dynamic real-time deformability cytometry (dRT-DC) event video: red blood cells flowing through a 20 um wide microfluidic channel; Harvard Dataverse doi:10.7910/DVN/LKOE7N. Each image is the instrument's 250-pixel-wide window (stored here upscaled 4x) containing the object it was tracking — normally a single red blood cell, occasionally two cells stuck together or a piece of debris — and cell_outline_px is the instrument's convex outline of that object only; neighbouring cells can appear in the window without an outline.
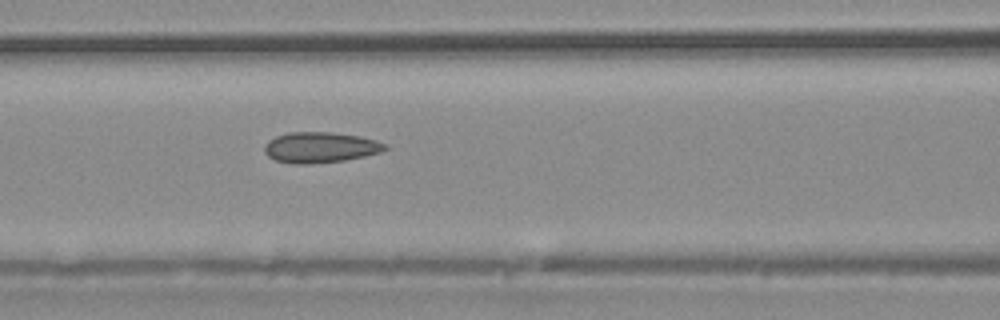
{"species": "common noctule bat (a hibernating species)", "species_latin": "Nyctalus noctula", "temperature_condition": "warm", "stored_images_in_passage": 37, "camera_frame_rate_fps": 3000, "um_per_image_px": 0.085, "animal": {"sex": "male", "body_mass_g": 20.4}, "frame": {"image": 1, "passage_image": 16, "time_ms": 5.0, "image_size_px": [1000, 320], "cell_outline_px": [[388, 148], [380, 152], [364, 156], [344, 160], [312, 164], [292, 164], [276, 160], [268, 156], [264, 152], [264, 144], [268, 140], [276, 136], [288, 132], [332, 132], [360, 136], [376, 140], [388, 144]], "centroid_in_image_um": [27.21, 12.52], "position_along_channel_um": 139.4, "area_um2": 21.73}}